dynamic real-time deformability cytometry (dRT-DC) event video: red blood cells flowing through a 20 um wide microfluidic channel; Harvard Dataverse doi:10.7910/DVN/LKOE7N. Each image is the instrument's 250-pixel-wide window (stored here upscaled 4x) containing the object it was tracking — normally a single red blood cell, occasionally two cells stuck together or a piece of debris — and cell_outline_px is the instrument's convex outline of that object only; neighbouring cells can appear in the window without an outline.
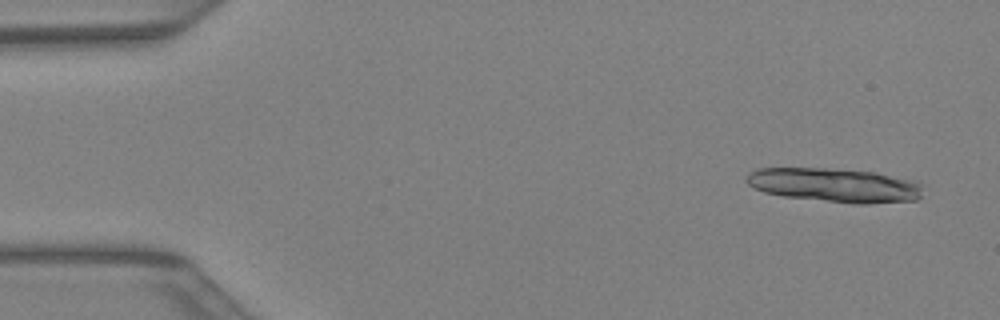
{"species": "Egyptian fruit bat (a non-hibernating species)", "species_latin": "Rousettus aegyptiacus", "temperature_condition": "warm", "stored_images_in_passage": 31, "camera_frame_rate_fps": 3000, "um_per_image_px": 0.085, "animal": {"sex": "female"}, "frame": {"image": 1, "passage_image": 2, "time_ms": 0.333, "image_size_px": [1000, 320], "cell_outline_px": [[924, 184], [920, 196], [916, 200], [868, 204], [856, 204], [784, 196], [764, 192], [748, 184], [744, 180], [752, 172], [760, 168], [824, 168], [876, 172], [920, 180]], "centroid_in_image_um": [71.06, 15.73], "position_along_channel_um": 13.9, "area_um2": 35.26}}
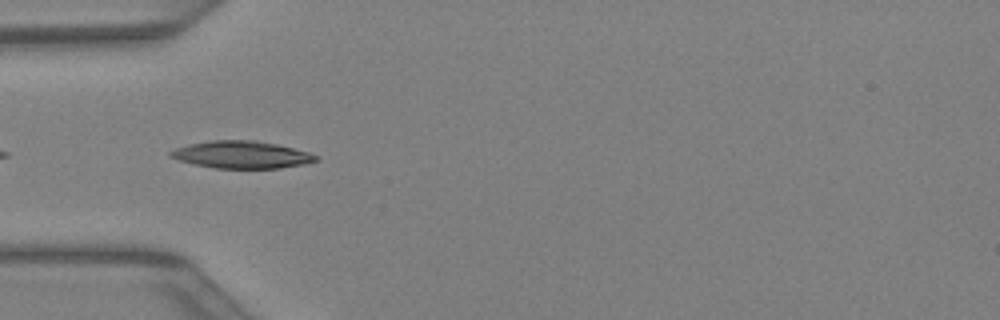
{"frame": {"image": 2, "passage_image": 13, "time_ms": 4.0, "image_size_px": [1000, 320], "cell_outline_px": [[320, 160], [304, 164], [280, 168], [216, 168], [196, 164], [180, 160], [168, 156], [168, 152], [176, 148], [188, 144], [208, 140], [256, 140], [276, 144], [308, 152], [320, 156]], "centroid_in_image_um": [20.55, 13.14], "position_along_channel_um": 64.4, "area_um2": 23.12}}